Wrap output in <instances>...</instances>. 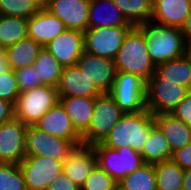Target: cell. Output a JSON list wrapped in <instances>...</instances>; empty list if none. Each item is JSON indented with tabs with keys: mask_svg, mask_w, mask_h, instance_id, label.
<instances>
[{
	"mask_svg": "<svg viewBox=\"0 0 191 190\" xmlns=\"http://www.w3.org/2000/svg\"><path fill=\"white\" fill-rule=\"evenodd\" d=\"M155 125L154 115L148 109L124 113L102 144L115 150L125 146L141 152Z\"/></svg>",
	"mask_w": 191,
	"mask_h": 190,
	"instance_id": "cell-1",
	"label": "cell"
},
{
	"mask_svg": "<svg viewBox=\"0 0 191 190\" xmlns=\"http://www.w3.org/2000/svg\"><path fill=\"white\" fill-rule=\"evenodd\" d=\"M114 61L116 71L136 74L145 81L155 73L156 65L150 59L145 33L139 26H133L125 35Z\"/></svg>",
	"mask_w": 191,
	"mask_h": 190,
	"instance_id": "cell-2",
	"label": "cell"
},
{
	"mask_svg": "<svg viewBox=\"0 0 191 190\" xmlns=\"http://www.w3.org/2000/svg\"><path fill=\"white\" fill-rule=\"evenodd\" d=\"M145 33L150 59L157 66L185 55L186 41L180 28L152 22L139 26Z\"/></svg>",
	"mask_w": 191,
	"mask_h": 190,
	"instance_id": "cell-3",
	"label": "cell"
},
{
	"mask_svg": "<svg viewBox=\"0 0 191 190\" xmlns=\"http://www.w3.org/2000/svg\"><path fill=\"white\" fill-rule=\"evenodd\" d=\"M92 148L97 157V165L117 183L145 164L140 152L133 148L124 146L115 150L102 143L94 144Z\"/></svg>",
	"mask_w": 191,
	"mask_h": 190,
	"instance_id": "cell-4",
	"label": "cell"
},
{
	"mask_svg": "<svg viewBox=\"0 0 191 190\" xmlns=\"http://www.w3.org/2000/svg\"><path fill=\"white\" fill-rule=\"evenodd\" d=\"M124 112L109 93L94 98L93 117L89 128L81 135L84 145L102 143Z\"/></svg>",
	"mask_w": 191,
	"mask_h": 190,
	"instance_id": "cell-5",
	"label": "cell"
},
{
	"mask_svg": "<svg viewBox=\"0 0 191 190\" xmlns=\"http://www.w3.org/2000/svg\"><path fill=\"white\" fill-rule=\"evenodd\" d=\"M59 102L57 89L43 85L20 92L14 106L15 117L33 126L47 111Z\"/></svg>",
	"mask_w": 191,
	"mask_h": 190,
	"instance_id": "cell-6",
	"label": "cell"
},
{
	"mask_svg": "<svg viewBox=\"0 0 191 190\" xmlns=\"http://www.w3.org/2000/svg\"><path fill=\"white\" fill-rule=\"evenodd\" d=\"M190 92L172 81H165L156 72L146 81V109L153 115L170 113Z\"/></svg>",
	"mask_w": 191,
	"mask_h": 190,
	"instance_id": "cell-7",
	"label": "cell"
},
{
	"mask_svg": "<svg viewBox=\"0 0 191 190\" xmlns=\"http://www.w3.org/2000/svg\"><path fill=\"white\" fill-rule=\"evenodd\" d=\"M109 94L124 113L146 110V81L136 74L117 71Z\"/></svg>",
	"mask_w": 191,
	"mask_h": 190,
	"instance_id": "cell-8",
	"label": "cell"
},
{
	"mask_svg": "<svg viewBox=\"0 0 191 190\" xmlns=\"http://www.w3.org/2000/svg\"><path fill=\"white\" fill-rule=\"evenodd\" d=\"M27 190H47L63 172V162L44 156L26 155L19 163Z\"/></svg>",
	"mask_w": 191,
	"mask_h": 190,
	"instance_id": "cell-9",
	"label": "cell"
},
{
	"mask_svg": "<svg viewBox=\"0 0 191 190\" xmlns=\"http://www.w3.org/2000/svg\"><path fill=\"white\" fill-rule=\"evenodd\" d=\"M133 26L88 28L84 32L85 52L115 59L125 35Z\"/></svg>",
	"mask_w": 191,
	"mask_h": 190,
	"instance_id": "cell-10",
	"label": "cell"
},
{
	"mask_svg": "<svg viewBox=\"0 0 191 190\" xmlns=\"http://www.w3.org/2000/svg\"><path fill=\"white\" fill-rule=\"evenodd\" d=\"M27 128L15 116L0 125V163L19 164L24 159Z\"/></svg>",
	"mask_w": 191,
	"mask_h": 190,
	"instance_id": "cell-11",
	"label": "cell"
},
{
	"mask_svg": "<svg viewBox=\"0 0 191 190\" xmlns=\"http://www.w3.org/2000/svg\"><path fill=\"white\" fill-rule=\"evenodd\" d=\"M25 142L26 155L44 156L62 162L75 147L71 141L49 135L34 125L28 126Z\"/></svg>",
	"mask_w": 191,
	"mask_h": 190,
	"instance_id": "cell-12",
	"label": "cell"
},
{
	"mask_svg": "<svg viewBox=\"0 0 191 190\" xmlns=\"http://www.w3.org/2000/svg\"><path fill=\"white\" fill-rule=\"evenodd\" d=\"M76 65L101 93H109L116 76L115 61L83 52Z\"/></svg>",
	"mask_w": 191,
	"mask_h": 190,
	"instance_id": "cell-13",
	"label": "cell"
},
{
	"mask_svg": "<svg viewBox=\"0 0 191 190\" xmlns=\"http://www.w3.org/2000/svg\"><path fill=\"white\" fill-rule=\"evenodd\" d=\"M45 48L56 58L63 68L74 66L81 54L85 51L84 32L66 29L50 41Z\"/></svg>",
	"mask_w": 191,
	"mask_h": 190,
	"instance_id": "cell-14",
	"label": "cell"
},
{
	"mask_svg": "<svg viewBox=\"0 0 191 190\" xmlns=\"http://www.w3.org/2000/svg\"><path fill=\"white\" fill-rule=\"evenodd\" d=\"M34 126L49 135L69 140L75 146L83 144L81 135L73 127L69 115L59 102L47 111Z\"/></svg>",
	"mask_w": 191,
	"mask_h": 190,
	"instance_id": "cell-15",
	"label": "cell"
},
{
	"mask_svg": "<svg viewBox=\"0 0 191 190\" xmlns=\"http://www.w3.org/2000/svg\"><path fill=\"white\" fill-rule=\"evenodd\" d=\"M91 0H47L45 8L58 17L67 29L85 32Z\"/></svg>",
	"mask_w": 191,
	"mask_h": 190,
	"instance_id": "cell-16",
	"label": "cell"
},
{
	"mask_svg": "<svg viewBox=\"0 0 191 190\" xmlns=\"http://www.w3.org/2000/svg\"><path fill=\"white\" fill-rule=\"evenodd\" d=\"M97 165L95 151L90 145H78L63 161V172L79 188Z\"/></svg>",
	"mask_w": 191,
	"mask_h": 190,
	"instance_id": "cell-17",
	"label": "cell"
},
{
	"mask_svg": "<svg viewBox=\"0 0 191 190\" xmlns=\"http://www.w3.org/2000/svg\"><path fill=\"white\" fill-rule=\"evenodd\" d=\"M66 29L63 21L52 14L47 8L42 7L28 19L27 35L28 38L45 47Z\"/></svg>",
	"mask_w": 191,
	"mask_h": 190,
	"instance_id": "cell-18",
	"label": "cell"
},
{
	"mask_svg": "<svg viewBox=\"0 0 191 190\" xmlns=\"http://www.w3.org/2000/svg\"><path fill=\"white\" fill-rule=\"evenodd\" d=\"M56 89L58 97L95 98L101 93L77 65L62 69Z\"/></svg>",
	"mask_w": 191,
	"mask_h": 190,
	"instance_id": "cell-19",
	"label": "cell"
},
{
	"mask_svg": "<svg viewBox=\"0 0 191 190\" xmlns=\"http://www.w3.org/2000/svg\"><path fill=\"white\" fill-rule=\"evenodd\" d=\"M191 10V0H153L151 22L181 28Z\"/></svg>",
	"mask_w": 191,
	"mask_h": 190,
	"instance_id": "cell-20",
	"label": "cell"
},
{
	"mask_svg": "<svg viewBox=\"0 0 191 190\" xmlns=\"http://www.w3.org/2000/svg\"><path fill=\"white\" fill-rule=\"evenodd\" d=\"M132 26L122 15L113 0H91L88 28Z\"/></svg>",
	"mask_w": 191,
	"mask_h": 190,
	"instance_id": "cell-21",
	"label": "cell"
},
{
	"mask_svg": "<svg viewBox=\"0 0 191 190\" xmlns=\"http://www.w3.org/2000/svg\"><path fill=\"white\" fill-rule=\"evenodd\" d=\"M154 119L167 139L172 153L191 143V128L171 113L154 115Z\"/></svg>",
	"mask_w": 191,
	"mask_h": 190,
	"instance_id": "cell-22",
	"label": "cell"
},
{
	"mask_svg": "<svg viewBox=\"0 0 191 190\" xmlns=\"http://www.w3.org/2000/svg\"><path fill=\"white\" fill-rule=\"evenodd\" d=\"M59 103L69 115L73 127L82 135L89 128L93 117L94 98L59 97Z\"/></svg>",
	"mask_w": 191,
	"mask_h": 190,
	"instance_id": "cell-23",
	"label": "cell"
},
{
	"mask_svg": "<svg viewBox=\"0 0 191 190\" xmlns=\"http://www.w3.org/2000/svg\"><path fill=\"white\" fill-rule=\"evenodd\" d=\"M42 46L30 38H25L5 49L9 69L13 71L32 66Z\"/></svg>",
	"mask_w": 191,
	"mask_h": 190,
	"instance_id": "cell-24",
	"label": "cell"
},
{
	"mask_svg": "<svg viewBox=\"0 0 191 190\" xmlns=\"http://www.w3.org/2000/svg\"><path fill=\"white\" fill-rule=\"evenodd\" d=\"M140 154L145 164L154 165L171 160L172 152L168 141L157 125L152 128L150 136L144 144Z\"/></svg>",
	"mask_w": 191,
	"mask_h": 190,
	"instance_id": "cell-25",
	"label": "cell"
},
{
	"mask_svg": "<svg viewBox=\"0 0 191 190\" xmlns=\"http://www.w3.org/2000/svg\"><path fill=\"white\" fill-rule=\"evenodd\" d=\"M32 66L36 70L37 82L41 86L49 85L57 87L63 67L45 47H42L38 52Z\"/></svg>",
	"mask_w": 191,
	"mask_h": 190,
	"instance_id": "cell-26",
	"label": "cell"
},
{
	"mask_svg": "<svg viewBox=\"0 0 191 190\" xmlns=\"http://www.w3.org/2000/svg\"><path fill=\"white\" fill-rule=\"evenodd\" d=\"M155 72L165 81L175 82L191 91V63L185 55L158 64Z\"/></svg>",
	"mask_w": 191,
	"mask_h": 190,
	"instance_id": "cell-27",
	"label": "cell"
},
{
	"mask_svg": "<svg viewBox=\"0 0 191 190\" xmlns=\"http://www.w3.org/2000/svg\"><path fill=\"white\" fill-rule=\"evenodd\" d=\"M113 2L132 26L151 22L153 0H113Z\"/></svg>",
	"mask_w": 191,
	"mask_h": 190,
	"instance_id": "cell-28",
	"label": "cell"
},
{
	"mask_svg": "<svg viewBox=\"0 0 191 190\" xmlns=\"http://www.w3.org/2000/svg\"><path fill=\"white\" fill-rule=\"evenodd\" d=\"M27 27V19L0 15V44L4 50L27 38Z\"/></svg>",
	"mask_w": 191,
	"mask_h": 190,
	"instance_id": "cell-29",
	"label": "cell"
},
{
	"mask_svg": "<svg viewBox=\"0 0 191 190\" xmlns=\"http://www.w3.org/2000/svg\"><path fill=\"white\" fill-rule=\"evenodd\" d=\"M157 190H182L184 169L172 160L154 164Z\"/></svg>",
	"mask_w": 191,
	"mask_h": 190,
	"instance_id": "cell-30",
	"label": "cell"
},
{
	"mask_svg": "<svg viewBox=\"0 0 191 190\" xmlns=\"http://www.w3.org/2000/svg\"><path fill=\"white\" fill-rule=\"evenodd\" d=\"M118 190H157L154 165L144 164L118 183Z\"/></svg>",
	"mask_w": 191,
	"mask_h": 190,
	"instance_id": "cell-31",
	"label": "cell"
},
{
	"mask_svg": "<svg viewBox=\"0 0 191 190\" xmlns=\"http://www.w3.org/2000/svg\"><path fill=\"white\" fill-rule=\"evenodd\" d=\"M42 6L36 0H0V15L29 19Z\"/></svg>",
	"mask_w": 191,
	"mask_h": 190,
	"instance_id": "cell-32",
	"label": "cell"
},
{
	"mask_svg": "<svg viewBox=\"0 0 191 190\" xmlns=\"http://www.w3.org/2000/svg\"><path fill=\"white\" fill-rule=\"evenodd\" d=\"M0 190H27L19 164L0 163Z\"/></svg>",
	"mask_w": 191,
	"mask_h": 190,
	"instance_id": "cell-33",
	"label": "cell"
},
{
	"mask_svg": "<svg viewBox=\"0 0 191 190\" xmlns=\"http://www.w3.org/2000/svg\"><path fill=\"white\" fill-rule=\"evenodd\" d=\"M80 190H118V183L96 165Z\"/></svg>",
	"mask_w": 191,
	"mask_h": 190,
	"instance_id": "cell-34",
	"label": "cell"
},
{
	"mask_svg": "<svg viewBox=\"0 0 191 190\" xmlns=\"http://www.w3.org/2000/svg\"><path fill=\"white\" fill-rule=\"evenodd\" d=\"M19 94L20 89L15 72L9 69L0 75V99L6 100L15 106Z\"/></svg>",
	"mask_w": 191,
	"mask_h": 190,
	"instance_id": "cell-35",
	"label": "cell"
},
{
	"mask_svg": "<svg viewBox=\"0 0 191 190\" xmlns=\"http://www.w3.org/2000/svg\"><path fill=\"white\" fill-rule=\"evenodd\" d=\"M14 72L20 92L41 86L37 82V74L33 66L23 67Z\"/></svg>",
	"mask_w": 191,
	"mask_h": 190,
	"instance_id": "cell-36",
	"label": "cell"
},
{
	"mask_svg": "<svg viewBox=\"0 0 191 190\" xmlns=\"http://www.w3.org/2000/svg\"><path fill=\"white\" fill-rule=\"evenodd\" d=\"M170 113L191 128V91Z\"/></svg>",
	"mask_w": 191,
	"mask_h": 190,
	"instance_id": "cell-37",
	"label": "cell"
},
{
	"mask_svg": "<svg viewBox=\"0 0 191 190\" xmlns=\"http://www.w3.org/2000/svg\"><path fill=\"white\" fill-rule=\"evenodd\" d=\"M171 160L184 170L191 168V143L174 151Z\"/></svg>",
	"mask_w": 191,
	"mask_h": 190,
	"instance_id": "cell-38",
	"label": "cell"
},
{
	"mask_svg": "<svg viewBox=\"0 0 191 190\" xmlns=\"http://www.w3.org/2000/svg\"><path fill=\"white\" fill-rule=\"evenodd\" d=\"M47 190H80L64 172H62L54 181L50 183Z\"/></svg>",
	"mask_w": 191,
	"mask_h": 190,
	"instance_id": "cell-39",
	"label": "cell"
},
{
	"mask_svg": "<svg viewBox=\"0 0 191 190\" xmlns=\"http://www.w3.org/2000/svg\"><path fill=\"white\" fill-rule=\"evenodd\" d=\"M15 116L14 105L6 100L0 99V125Z\"/></svg>",
	"mask_w": 191,
	"mask_h": 190,
	"instance_id": "cell-40",
	"label": "cell"
},
{
	"mask_svg": "<svg viewBox=\"0 0 191 190\" xmlns=\"http://www.w3.org/2000/svg\"><path fill=\"white\" fill-rule=\"evenodd\" d=\"M186 43L191 42V10L185 23L180 28Z\"/></svg>",
	"mask_w": 191,
	"mask_h": 190,
	"instance_id": "cell-41",
	"label": "cell"
},
{
	"mask_svg": "<svg viewBox=\"0 0 191 190\" xmlns=\"http://www.w3.org/2000/svg\"><path fill=\"white\" fill-rule=\"evenodd\" d=\"M182 190H191V168L184 170Z\"/></svg>",
	"mask_w": 191,
	"mask_h": 190,
	"instance_id": "cell-42",
	"label": "cell"
},
{
	"mask_svg": "<svg viewBox=\"0 0 191 190\" xmlns=\"http://www.w3.org/2000/svg\"><path fill=\"white\" fill-rule=\"evenodd\" d=\"M9 70L5 50L0 52V75Z\"/></svg>",
	"mask_w": 191,
	"mask_h": 190,
	"instance_id": "cell-43",
	"label": "cell"
},
{
	"mask_svg": "<svg viewBox=\"0 0 191 190\" xmlns=\"http://www.w3.org/2000/svg\"><path fill=\"white\" fill-rule=\"evenodd\" d=\"M185 56L191 63V42L186 43V48H185Z\"/></svg>",
	"mask_w": 191,
	"mask_h": 190,
	"instance_id": "cell-44",
	"label": "cell"
},
{
	"mask_svg": "<svg viewBox=\"0 0 191 190\" xmlns=\"http://www.w3.org/2000/svg\"><path fill=\"white\" fill-rule=\"evenodd\" d=\"M42 7L45 6L47 0H36Z\"/></svg>",
	"mask_w": 191,
	"mask_h": 190,
	"instance_id": "cell-45",
	"label": "cell"
},
{
	"mask_svg": "<svg viewBox=\"0 0 191 190\" xmlns=\"http://www.w3.org/2000/svg\"><path fill=\"white\" fill-rule=\"evenodd\" d=\"M4 48L2 47V45L0 44V52H3Z\"/></svg>",
	"mask_w": 191,
	"mask_h": 190,
	"instance_id": "cell-46",
	"label": "cell"
}]
</instances>
